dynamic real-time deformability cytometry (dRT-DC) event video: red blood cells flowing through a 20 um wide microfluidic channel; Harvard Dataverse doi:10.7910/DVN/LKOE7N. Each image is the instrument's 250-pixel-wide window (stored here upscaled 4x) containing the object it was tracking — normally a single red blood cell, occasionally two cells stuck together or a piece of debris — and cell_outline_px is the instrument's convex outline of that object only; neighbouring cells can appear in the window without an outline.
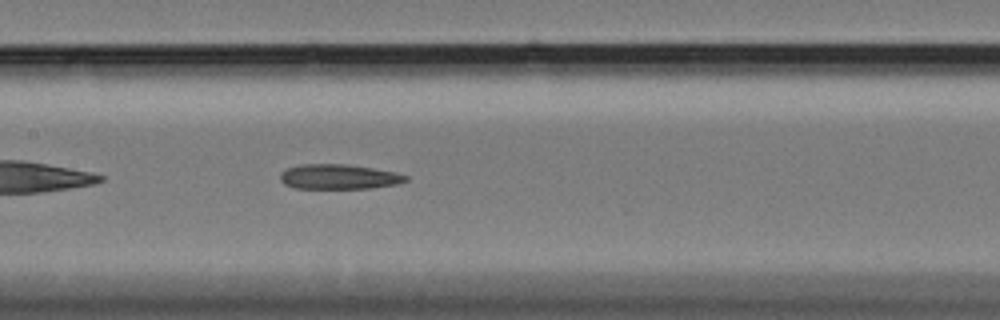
{"species": "Egyptian fruit bat (a non-hibernating species)", "species_latin": "Rousettus aegyptiacus", "temperature_condition": "cold", "stored_images_in_passage": 42, "camera_frame_rate_fps": 3000, "um_per_image_px": 0.085, "animal": {"sex": "female"}, "frame": {"image": 1, "passage_image": 12, "time_ms": 3.667, "image_size_px": [1000, 320], "cell_outline_px": [[408, 180], [396, 184], [372, 188], [296, 188], [284, 184], [280, 180], [280, 172], [288, 168], [300, 164], [344, 164], [372, 168], [396, 172], [408, 176]], "centroid_in_image_um": [28.79, 15.02], "position_along_channel_um": 178.6, "area_um2": 18.15}}
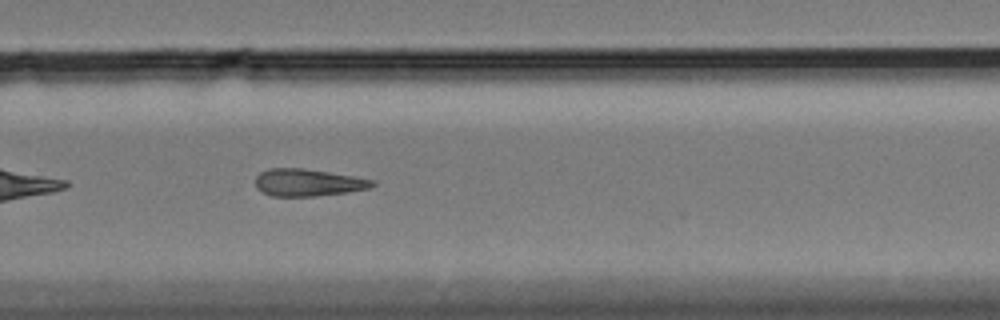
{"frame": {"image": 2, "passage_image": 23, "time_ms": 7.333, "image_size_px": [1000, 320], "cell_outline_px": [[376, 184], [368, 188], [348, 192], [316, 196], [272, 196], [256, 188], [256, 176], [260, 172], [268, 168], [304, 168], [376, 180]], "centroid_in_image_um": [26.17, 15.51], "position_along_channel_um": 303.6, "area_um2": 18.5}}
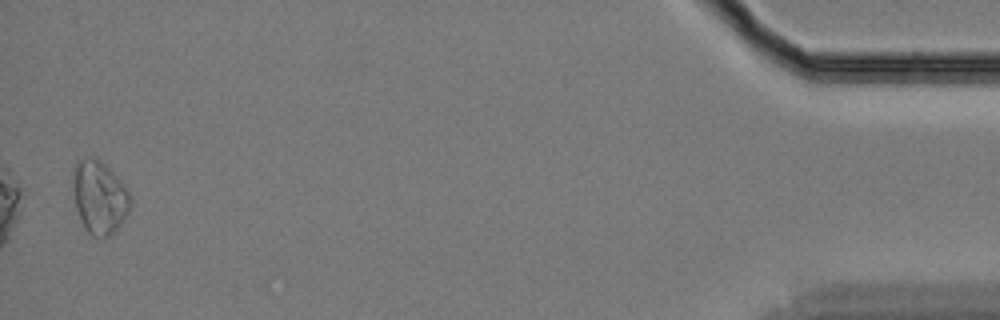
{"frame": {"image": 3, "passage_image": 41, "time_ms": 13.333, "image_size_px": [1000, 320], "cell_outline_px": [[132, 208], [124, 220], [108, 236], [92, 236], [84, 228], [76, 208], [72, 184], [72, 168], [80, 160], [96, 156], [128, 188], [132, 196]], "centroid_in_image_um": [8.47, 16.75], "position_along_channel_um": 426.7, "area_um2": 24.62}}